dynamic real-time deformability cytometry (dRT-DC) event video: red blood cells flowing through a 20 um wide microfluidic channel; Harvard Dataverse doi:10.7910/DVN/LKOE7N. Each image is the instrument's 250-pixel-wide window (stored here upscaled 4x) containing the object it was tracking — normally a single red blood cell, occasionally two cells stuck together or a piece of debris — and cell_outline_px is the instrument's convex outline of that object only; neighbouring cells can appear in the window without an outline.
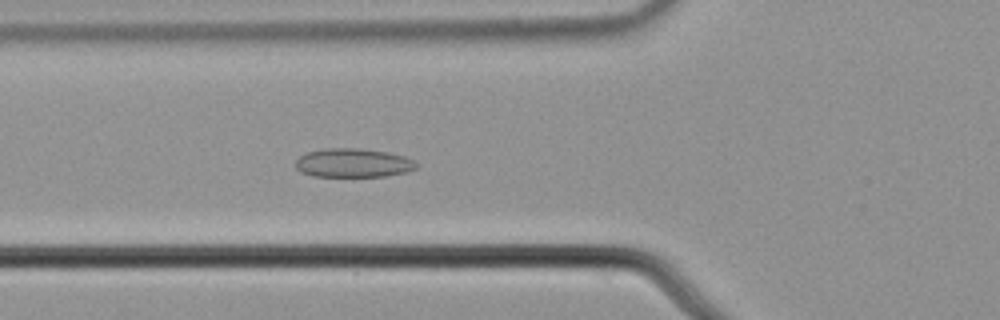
{"species": "common noctule bat (a hibernating species)", "species_latin": "Nyctalus noctula", "temperature_condition": "cold", "stored_images_in_passage": 59, "camera_frame_rate_fps": 3000, "um_per_image_px": 0.085, "animal": {"sex": "male", "body_mass_g": 21.5, "forearm_length_mm": 52.0}, "frame": {"image": 1, "passage_image": 23, "time_ms": 7.333, "image_size_px": [1000, 320], "cell_outline_px": [[416, 168], [408, 172], [384, 176], [312, 176], [300, 172], [296, 168], [296, 160], [300, 156], [308, 152], [324, 148], [356, 148], [388, 152], [404, 156], [412, 160], [416, 164]], "centroid_in_image_um": [30.0, 13.85], "position_along_channel_um": 95.8, "area_um2": 20.23}}
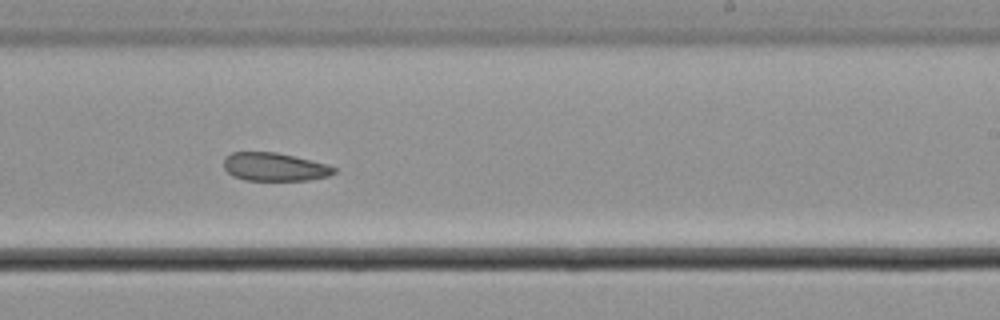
{"frame": {"image": 2, "passage_image": 37, "time_ms": 12.0, "image_size_px": [1000, 320], "cell_outline_px": [[336, 172], [328, 176], [308, 180], [244, 180], [232, 176], [224, 168], [224, 160], [232, 152], [276, 152], [324, 164], [336, 168]], "centroid_in_image_um": [23.3, 14.19], "position_along_channel_um": 265.7, "area_um2": 17.86}}
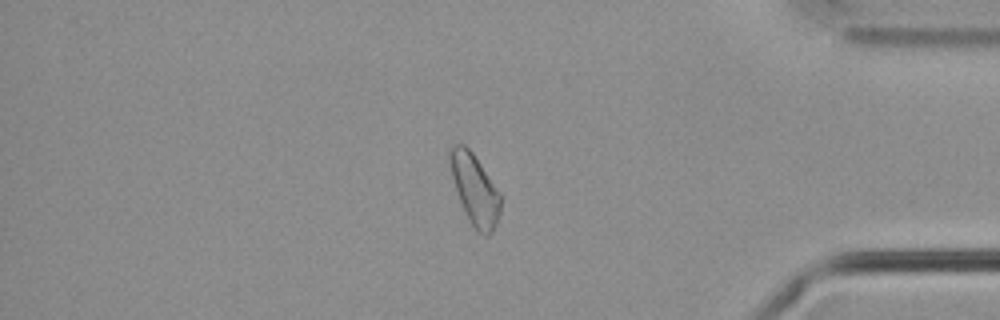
{"frame": {"image": 3, "passage_image": 50, "time_ms": 16.333, "image_size_px": [1000, 320], "cell_outline_px": [[500, 212], [496, 224], [492, 232], [488, 236], [476, 232], [468, 220], [460, 200], [452, 176], [448, 160], [448, 152], [452, 144], [464, 144], [472, 152], [500, 192]], "centroid_in_image_um": [40.34, 16.1], "position_along_channel_um": 394.9, "area_um2": 20.75}}